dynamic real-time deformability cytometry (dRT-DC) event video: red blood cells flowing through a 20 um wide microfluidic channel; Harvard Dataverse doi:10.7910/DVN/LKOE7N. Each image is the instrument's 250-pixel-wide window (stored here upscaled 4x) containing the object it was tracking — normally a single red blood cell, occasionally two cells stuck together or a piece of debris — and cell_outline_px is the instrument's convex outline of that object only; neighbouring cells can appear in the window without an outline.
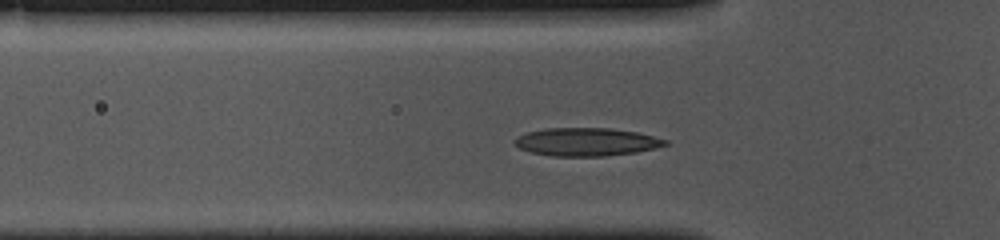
{"species": "common noctule bat (a hibernating species)", "species_latin": "Nyctalus noctula", "temperature_condition": "cold", "stored_images_in_passage": 40, "camera_frame_rate_fps": 3000, "um_per_image_px": 0.085, "animal": {"sex": "female", "body_mass_g": 10.0, "forearm_length_mm": 53.1}, "frame": {"image": 1, "passage_image": 12, "time_ms": 3.667, "image_size_px": [1000, 240], "cell_outline_px": [[668, 144], [636, 152], [604, 156], [552, 156], [532, 152], [520, 148], [512, 140], [516, 136], [528, 132], [544, 128], [612, 128], [636, 132], [668, 140]], "centroid_in_image_um": [49.81, 12.05], "position_along_channel_um": 76.0, "area_um2": 24.51}}
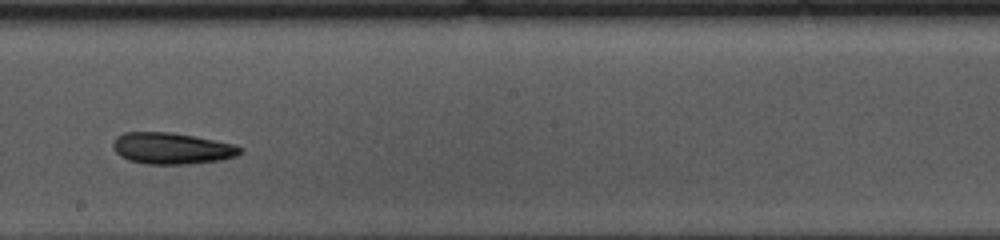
{"frame": {"image": 2, "passage_image": 25, "time_ms": 8.0, "image_size_px": [1000, 240], "cell_outline_px": [[244, 148], [236, 156], [220, 160], [188, 164], [144, 164], [128, 160], [120, 156], [116, 152], [112, 144], [116, 136], [124, 132], [172, 132], [232, 144]], "centroid_in_image_um": [14.56, 12.61], "position_along_channel_um": 233.6, "area_um2": 23.18}}
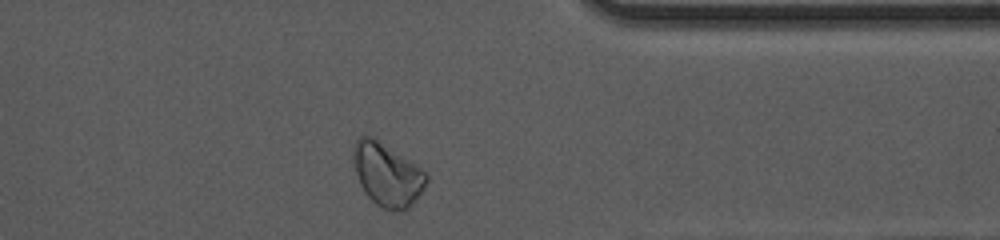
{"frame": {"image": 3, "passage_image": 38, "time_ms": 12.333, "image_size_px": [1000, 240], "cell_outline_px": [[428, 180], [412, 204], [404, 212], [384, 208], [376, 204], [364, 192], [360, 184], [356, 172], [352, 156], [352, 144], [360, 136], [372, 136], [416, 164], [428, 176]], "centroid_in_image_um": [32.88, 14.82], "position_along_channel_um": 378.5, "area_um2": 26.65}, "authors_computed_cell_mechanics": {"area_um2": 23.3223, "velocity_mm_per_s": 3.6253, "shape_relaxation_time_tau1_ms": 9.2359, "shape_relaxation_time_tau2_ms": null, "deformation_change_tau1": 0.1532, "deformation_change_tau2": null}}